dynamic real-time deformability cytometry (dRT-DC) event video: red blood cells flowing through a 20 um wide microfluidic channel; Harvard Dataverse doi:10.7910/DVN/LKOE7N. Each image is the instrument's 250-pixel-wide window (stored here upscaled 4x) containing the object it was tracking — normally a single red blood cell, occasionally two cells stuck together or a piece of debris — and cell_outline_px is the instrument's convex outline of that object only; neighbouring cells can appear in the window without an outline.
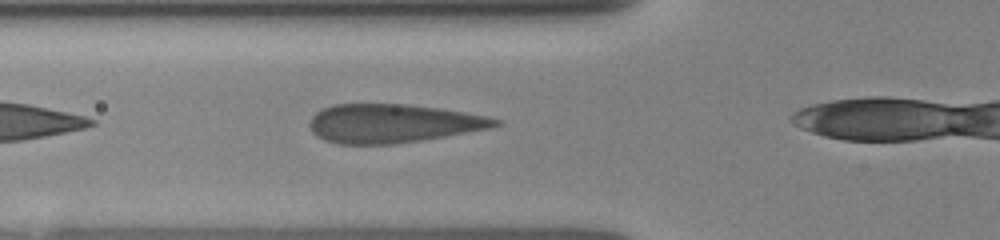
{"species": "human", "species_latin": "Homo sapiens", "temperature_condition": "room temperature", "stored_images_in_passage": 19, "camera_frame_rate_fps": 3000, "um_per_image_px": 0.085, "donor": {"sex": "female"}, "frame": {"image": 1, "passage_image": 5, "time_ms": 1.0, "image_size_px": [1000, 240], "cell_outline_px": [[504, 124], [492, 128], [420, 140], [392, 144], [340, 144], [324, 140], [316, 136], [312, 132], [308, 124], [312, 116], [316, 112], [332, 104], [408, 104], [440, 108], [488, 116], [504, 120]], "centroid_in_image_um": [33.41, 10.48], "position_along_channel_um": 92.4, "area_um2": 42.08}}
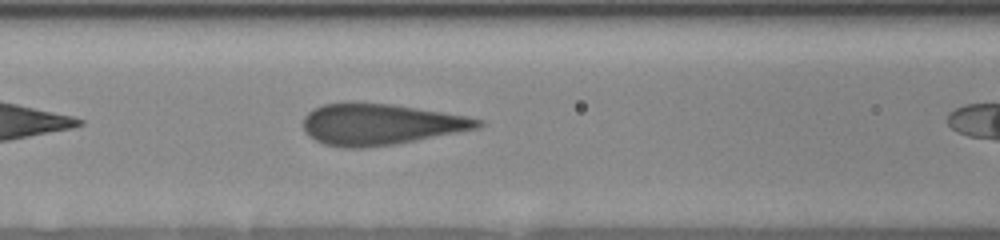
{"frame": {"image": 2, "passage_image": 12, "time_ms": 2.0, "image_size_px": [1000, 240], "cell_outline_px": [[484, 124], [480, 128], [396, 144], [364, 148], [340, 148], [324, 144], [308, 136], [304, 132], [304, 116], [312, 108], [324, 104], [392, 104], [468, 116], [484, 120]], "centroid_in_image_um": [32.36, 10.59], "position_along_channel_um": 134.2, "area_um2": 41.73}}
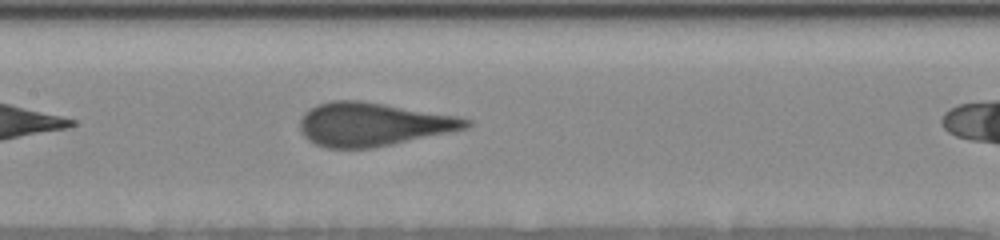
{"frame": {"image": 3, "passage_image": 16, "time_ms": 3.0, "image_size_px": [1000, 240], "cell_outline_px": [[472, 124], [464, 128], [392, 144], [372, 148], [324, 148], [308, 140], [300, 132], [300, 120], [304, 112], [308, 108], [316, 104], [332, 100], [360, 100], [456, 116], [472, 120]], "centroid_in_image_um": [31.6, 10.56], "position_along_channel_um": 175.8, "area_um2": 41.73}}